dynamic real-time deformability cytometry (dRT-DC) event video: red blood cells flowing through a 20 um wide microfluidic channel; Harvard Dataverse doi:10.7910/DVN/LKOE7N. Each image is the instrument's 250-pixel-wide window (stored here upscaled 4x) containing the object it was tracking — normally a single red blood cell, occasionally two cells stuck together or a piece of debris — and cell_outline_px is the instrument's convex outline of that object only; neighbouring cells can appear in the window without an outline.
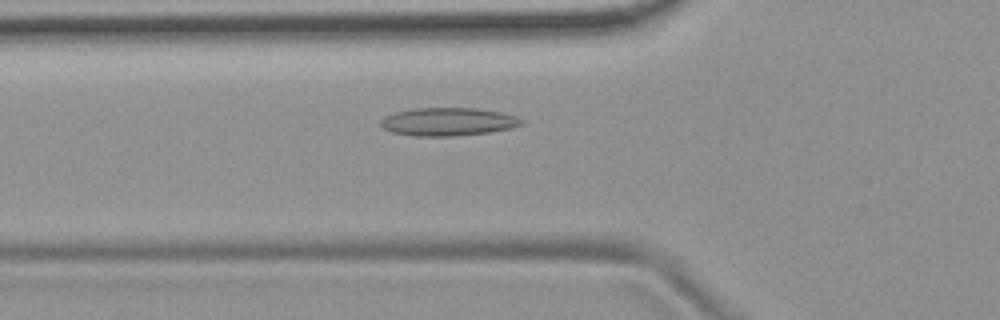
{"species": "common noctule bat (a hibernating species)", "species_latin": "Nyctalus noctula", "temperature_condition": "room temperature", "stored_images_in_passage": 45, "camera_frame_rate_fps": 3000, "um_per_image_px": 0.085, "animal": {"sex": "female", "body_mass_g": 19.9}, "frame": {"image": 1, "passage_image": 10, "time_ms": 3.0, "image_size_px": [1000, 320], "cell_outline_px": [[524, 124], [508, 128], [488, 132], [456, 136], [416, 136], [392, 132], [384, 128], [380, 124], [380, 120], [384, 116], [396, 112], [416, 108], [476, 108], [500, 112], [516, 116], [524, 120]], "centroid_in_image_um": [38.08, 10.34], "position_along_channel_um": 87.7, "area_um2": 22.95}}
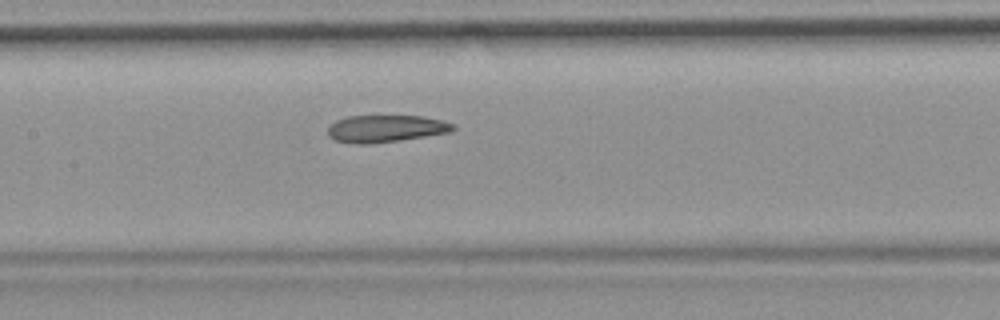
{"frame": {"image": 2, "passage_image": 17, "time_ms": 5.333, "image_size_px": [1000, 320], "cell_outline_px": [[456, 128], [448, 132], [400, 140], [368, 144], [356, 144], [336, 140], [328, 136], [328, 128], [336, 120], [348, 116], [424, 116], [444, 120], [456, 124]], "centroid_in_image_um": [32.81, 10.92], "position_along_channel_um": 174.6, "area_um2": 19.77}}
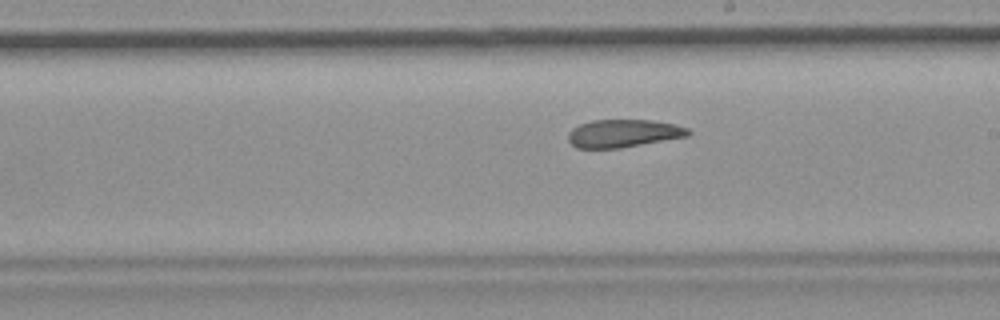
{"frame": {"image": 3, "passage_image": 22, "time_ms": 7.0, "image_size_px": [1000, 320], "cell_outline_px": [[692, 132], [688, 136], [620, 148], [576, 148], [568, 140], [568, 132], [572, 128], [580, 124], [592, 120], [652, 120], [672, 124], [688, 128]], "centroid_in_image_um": [52.97, 11.34], "position_along_channel_um": 236.0, "area_um2": 19.42}, "authors_computed_cell_mechanics": {"area_um2": 21.097, "velocity_mm_per_s": 3.719, "shape_relaxation_time_tau1_ms": null, "shape_relaxation_time_tau2_ms": 4.4667, "deformation_change_tau1": null, "deformation_change_tau2": 0.125}}